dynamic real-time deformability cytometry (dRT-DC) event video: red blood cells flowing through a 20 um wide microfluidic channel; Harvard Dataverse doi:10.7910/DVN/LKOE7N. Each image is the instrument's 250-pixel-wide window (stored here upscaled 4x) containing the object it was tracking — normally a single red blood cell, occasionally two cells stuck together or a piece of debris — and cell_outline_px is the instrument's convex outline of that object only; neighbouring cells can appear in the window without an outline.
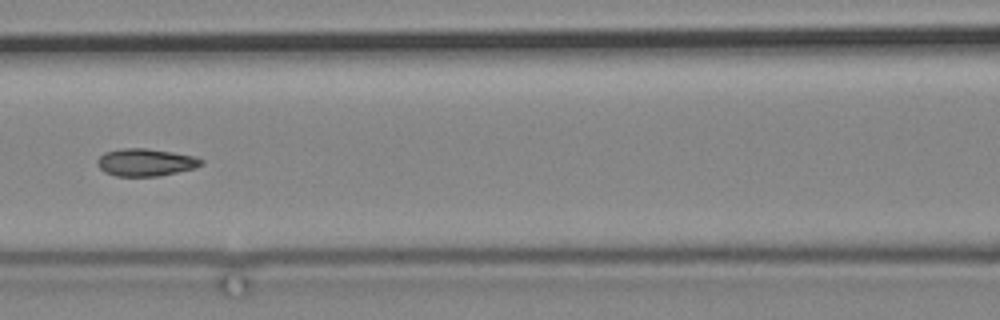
{"species": "common noctule bat (a hibernating species)", "species_latin": "Nyctalus noctula", "temperature_condition": "cold", "stored_images_in_passage": 19, "camera_frame_rate_fps": 3000, "um_per_image_px": 0.085, "animal": {"sex": "male", "body_mass_g": 19.2, "forearm_length_mm": 51.8}, "frame": {"image": 1, "passage_image": 11, "time_ms": 12.667, "image_size_px": [1000, 320], "cell_outline_px": [[204, 164], [196, 168], [160, 176], [116, 176], [104, 172], [96, 164], [96, 160], [104, 152], [120, 148], [144, 148], [172, 152], [192, 156], [204, 160]], "centroid_in_image_um": [12.36, 13.8], "position_along_channel_um": 154.2, "area_um2": 16.76}}
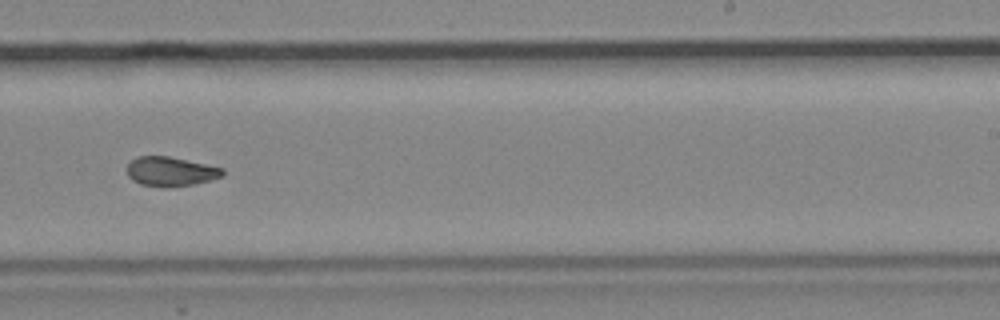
{"frame": {"image": 2, "passage_image": 14, "time_ms": 16.333, "image_size_px": [1000, 320], "cell_outline_px": [[224, 176], [192, 184], [168, 188], [164, 188], [140, 184], [132, 180], [128, 176], [128, 164], [136, 156], [168, 156], [224, 168]], "centroid_in_image_um": [14.49, 14.58], "position_along_channel_um": 274.5, "area_um2": 16.36}}
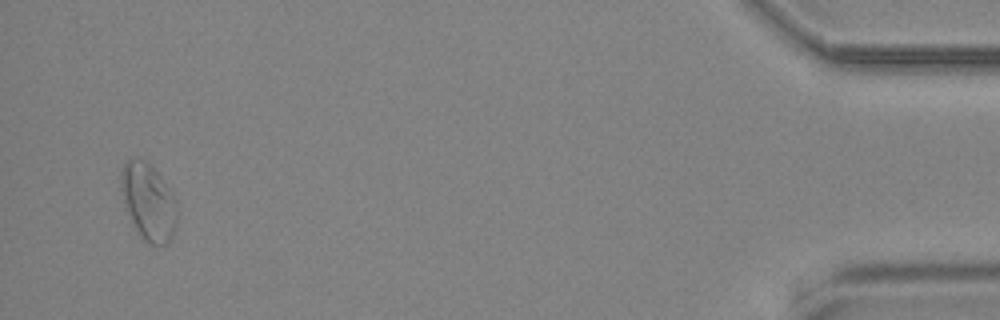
{"frame": {"image": 3, "passage_image": 19, "time_ms": 23.333, "image_size_px": [1000, 320], "cell_outline_px": [[176, 224], [172, 236], [164, 244], [148, 244], [136, 232], [120, 192], [120, 172], [128, 156], [136, 156], [152, 164], [172, 192], [176, 200]], "centroid_in_image_um": [12.58, 17.08], "position_along_channel_um": 422.6, "area_um2": 25.49}}